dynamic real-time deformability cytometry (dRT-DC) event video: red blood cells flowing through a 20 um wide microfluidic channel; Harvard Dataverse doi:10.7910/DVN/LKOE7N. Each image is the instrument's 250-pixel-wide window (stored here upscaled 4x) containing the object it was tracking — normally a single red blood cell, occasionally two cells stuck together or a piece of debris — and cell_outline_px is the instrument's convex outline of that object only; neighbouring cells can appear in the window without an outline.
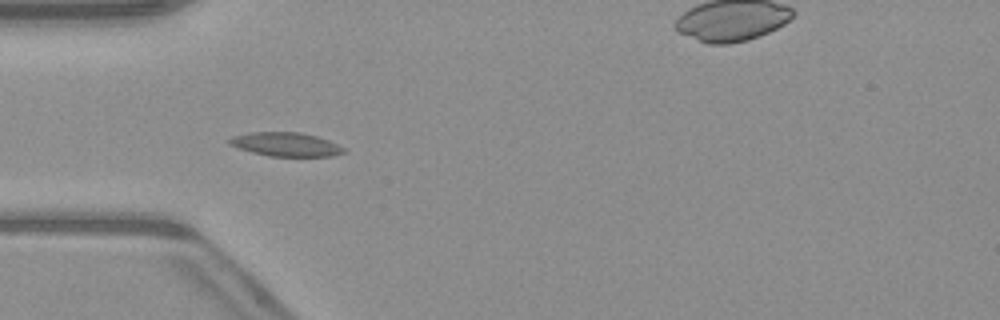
{"species": "common noctule bat (a hibernating species)", "species_latin": "Nyctalus noctula", "temperature_condition": "warm", "stored_images_in_passage": 5, "camera_frame_rate_fps": 3000, "um_per_image_px": 0.085, "animal": {"sex": "male", "body_mass_g": 23.1, "forearm_length_mm": 52.7}, "frame": {"image": 1, "passage_image": 5, "time_ms": 5.0, "image_size_px": [1000, 320], "cell_outline_px": [[348, 152], [332, 156], [268, 156], [252, 152], [228, 144], [228, 140], [232, 136], [248, 132], [300, 132], [316, 136], [328, 140], [344, 148]], "centroid_in_image_um": [24.29, 12.27], "position_along_channel_um": 60.7, "area_um2": 15.9}}